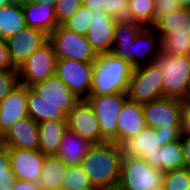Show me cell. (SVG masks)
Instances as JSON below:
<instances>
[{"mask_svg": "<svg viewBox=\"0 0 190 190\" xmlns=\"http://www.w3.org/2000/svg\"><path fill=\"white\" fill-rule=\"evenodd\" d=\"M133 67L111 52L99 54L93 62L90 96L128 92Z\"/></svg>", "mask_w": 190, "mask_h": 190, "instance_id": "3", "label": "cell"}, {"mask_svg": "<svg viewBox=\"0 0 190 190\" xmlns=\"http://www.w3.org/2000/svg\"><path fill=\"white\" fill-rule=\"evenodd\" d=\"M135 23L142 27H154V0L128 1Z\"/></svg>", "mask_w": 190, "mask_h": 190, "instance_id": "29", "label": "cell"}, {"mask_svg": "<svg viewBox=\"0 0 190 190\" xmlns=\"http://www.w3.org/2000/svg\"><path fill=\"white\" fill-rule=\"evenodd\" d=\"M157 133H160L161 137V146L169 142L178 140L180 138V127H169L165 130H156Z\"/></svg>", "mask_w": 190, "mask_h": 190, "instance_id": "41", "label": "cell"}, {"mask_svg": "<svg viewBox=\"0 0 190 190\" xmlns=\"http://www.w3.org/2000/svg\"><path fill=\"white\" fill-rule=\"evenodd\" d=\"M82 6L90 11H103V0H82Z\"/></svg>", "mask_w": 190, "mask_h": 190, "instance_id": "44", "label": "cell"}, {"mask_svg": "<svg viewBox=\"0 0 190 190\" xmlns=\"http://www.w3.org/2000/svg\"><path fill=\"white\" fill-rule=\"evenodd\" d=\"M160 147V133L147 126L123 146L124 153L134 157L153 154Z\"/></svg>", "mask_w": 190, "mask_h": 190, "instance_id": "25", "label": "cell"}, {"mask_svg": "<svg viewBox=\"0 0 190 190\" xmlns=\"http://www.w3.org/2000/svg\"><path fill=\"white\" fill-rule=\"evenodd\" d=\"M182 9L179 0H154V25L176 10Z\"/></svg>", "mask_w": 190, "mask_h": 190, "instance_id": "38", "label": "cell"}, {"mask_svg": "<svg viewBox=\"0 0 190 190\" xmlns=\"http://www.w3.org/2000/svg\"><path fill=\"white\" fill-rule=\"evenodd\" d=\"M26 27L22 5L12 3L0 8V38L7 40Z\"/></svg>", "mask_w": 190, "mask_h": 190, "instance_id": "28", "label": "cell"}, {"mask_svg": "<svg viewBox=\"0 0 190 190\" xmlns=\"http://www.w3.org/2000/svg\"><path fill=\"white\" fill-rule=\"evenodd\" d=\"M149 190H165L163 185H158L156 187L150 188Z\"/></svg>", "mask_w": 190, "mask_h": 190, "instance_id": "51", "label": "cell"}, {"mask_svg": "<svg viewBox=\"0 0 190 190\" xmlns=\"http://www.w3.org/2000/svg\"><path fill=\"white\" fill-rule=\"evenodd\" d=\"M185 101L190 102V83H189V88H188V92H187V98Z\"/></svg>", "mask_w": 190, "mask_h": 190, "instance_id": "52", "label": "cell"}, {"mask_svg": "<svg viewBox=\"0 0 190 190\" xmlns=\"http://www.w3.org/2000/svg\"><path fill=\"white\" fill-rule=\"evenodd\" d=\"M143 27L138 23H117L114 30L113 48L111 53L130 64V48L137 33Z\"/></svg>", "mask_w": 190, "mask_h": 190, "instance_id": "27", "label": "cell"}, {"mask_svg": "<svg viewBox=\"0 0 190 190\" xmlns=\"http://www.w3.org/2000/svg\"><path fill=\"white\" fill-rule=\"evenodd\" d=\"M142 158L152 167L164 172L186 167L180 138L162 145L153 154H146Z\"/></svg>", "mask_w": 190, "mask_h": 190, "instance_id": "20", "label": "cell"}, {"mask_svg": "<svg viewBox=\"0 0 190 190\" xmlns=\"http://www.w3.org/2000/svg\"><path fill=\"white\" fill-rule=\"evenodd\" d=\"M82 6V0H57L55 16L59 25L71 18Z\"/></svg>", "mask_w": 190, "mask_h": 190, "instance_id": "36", "label": "cell"}, {"mask_svg": "<svg viewBox=\"0 0 190 190\" xmlns=\"http://www.w3.org/2000/svg\"><path fill=\"white\" fill-rule=\"evenodd\" d=\"M180 141L185 158V166L190 169V136L181 135Z\"/></svg>", "mask_w": 190, "mask_h": 190, "instance_id": "42", "label": "cell"}, {"mask_svg": "<svg viewBox=\"0 0 190 190\" xmlns=\"http://www.w3.org/2000/svg\"><path fill=\"white\" fill-rule=\"evenodd\" d=\"M182 8L190 9V0H179Z\"/></svg>", "mask_w": 190, "mask_h": 190, "instance_id": "46", "label": "cell"}, {"mask_svg": "<svg viewBox=\"0 0 190 190\" xmlns=\"http://www.w3.org/2000/svg\"><path fill=\"white\" fill-rule=\"evenodd\" d=\"M153 62L163 74V97L185 101L190 83V56H173L161 50Z\"/></svg>", "mask_w": 190, "mask_h": 190, "instance_id": "4", "label": "cell"}, {"mask_svg": "<svg viewBox=\"0 0 190 190\" xmlns=\"http://www.w3.org/2000/svg\"><path fill=\"white\" fill-rule=\"evenodd\" d=\"M27 116V87L19 85L0 103V136Z\"/></svg>", "mask_w": 190, "mask_h": 190, "instance_id": "19", "label": "cell"}, {"mask_svg": "<svg viewBox=\"0 0 190 190\" xmlns=\"http://www.w3.org/2000/svg\"><path fill=\"white\" fill-rule=\"evenodd\" d=\"M126 93H113L100 96H89L86 100L94 110L98 119L101 137L106 142L117 144V117L125 101Z\"/></svg>", "mask_w": 190, "mask_h": 190, "instance_id": "8", "label": "cell"}, {"mask_svg": "<svg viewBox=\"0 0 190 190\" xmlns=\"http://www.w3.org/2000/svg\"><path fill=\"white\" fill-rule=\"evenodd\" d=\"M160 51L161 40L155 29L143 27L137 33L134 43L131 44L130 65L133 68L147 65L154 61Z\"/></svg>", "mask_w": 190, "mask_h": 190, "instance_id": "16", "label": "cell"}, {"mask_svg": "<svg viewBox=\"0 0 190 190\" xmlns=\"http://www.w3.org/2000/svg\"><path fill=\"white\" fill-rule=\"evenodd\" d=\"M26 26L37 28L48 35L59 25L55 16V6L40 1L22 5Z\"/></svg>", "mask_w": 190, "mask_h": 190, "instance_id": "21", "label": "cell"}, {"mask_svg": "<svg viewBox=\"0 0 190 190\" xmlns=\"http://www.w3.org/2000/svg\"><path fill=\"white\" fill-rule=\"evenodd\" d=\"M55 74L79 99H87L91 93L93 62L74 59H57Z\"/></svg>", "mask_w": 190, "mask_h": 190, "instance_id": "10", "label": "cell"}, {"mask_svg": "<svg viewBox=\"0 0 190 190\" xmlns=\"http://www.w3.org/2000/svg\"><path fill=\"white\" fill-rule=\"evenodd\" d=\"M15 180L10 167L9 148L2 144L0 146V190H11Z\"/></svg>", "mask_w": 190, "mask_h": 190, "instance_id": "35", "label": "cell"}, {"mask_svg": "<svg viewBox=\"0 0 190 190\" xmlns=\"http://www.w3.org/2000/svg\"><path fill=\"white\" fill-rule=\"evenodd\" d=\"M180 135L190 136V102L187 101H183L182 105Z\"/></svg>", "mask_w": 190, "mask_h": 190, "instance_id": "40", "label": "cell"}, {"mask_svg": "<svg viewBox=\"0 0 190 190\" xmlns=\"http://www.w3.org/2000/svg\"><path fill=\"white\" fill-rule=\"evenodd\" d=\"M13 2L11 0H0V8L8 6L12 4Z\"/></svg>", "mask_w": 190, "mask_h": 190, "instance_id": "48", "label": "cell"}, {"mask_svg": "<svg viewBox=\"0 0 190 190\" xmlns=\"http://www.w3.org/2000/svg\"><path fill=\"white\" fill-rule=\"evenodd\" d=\"M6 41L13 66L18 69L36 50L48 42V34L40 29L26 26Z\"/></svg>", "mask_w": 190, "mask_h": 190, "instance_id": "13", "label": "cell"}, {"mask_svg": "<svg viewBox=\"0 0 190 190\" xmlns=\"http://www.w3.org/2000/svg\"><path fill=\"white\" fill-rule=\"evenodd\" d=\"M98 190H121L118 186L98 188Z\"/></svg>", "mask_w": 190, "mask_h": 190, "instance_id": "49", "label": "cell"}, {"mask_svg": "<svg viewBox=\"0 0 190 190\" xmlns=\"http://www.w3.org/2000/svg\"><path fill=\"white\" fill-rule=\"evenodd\" d=\"M66 118L68 130L83 137L91 144L106 142L101 137L94 110L86 99L79 100Z\"/></svg>", "mask_w": 190, "mask_h": 190, "instance_id": "12", "label": "cell"}, {"mask_svg": "<svg viewBox=\"0 0 190 190\" xmlns=\"http://www.w3.org/2000/svg\"><path fill=\"white\" fill-rule=\"evenodd\" d=\"M161 50L173 56H190V35L162 36Z\"/></svg>", "mask_w": 190, "mask_h": 190, "instance_id": "30", "label": "cell"}, {"mask_svg": "<svg viewBox=\"0 0 190 190\" xmlns=\"http://www.w3.org/2000/svg\"><path fill=\"white\" fill-rule=\"evenodd\" d=\"M163 186L165 190H190V169L184 167L165 172Z\"/></svg>", "mask_w": 190, "mask_h": 190, "instance_id": "33", "label": "cell"}, {"mask_svg": "<svg viewBox=\"0 0 190 190\" xmlns=\"http://www.w3.org/2000/svg\"><path fill=\"white\" fill-rule=\"evenodd\" d=\"M68 165L56 155L45 156L39 179L41 190H60Z\"/></svg>", "mask_w": 190, "mask_h": 190, "instance_id": "24", "label": "cell"}, {"mask_svg": "<svg viewBox=\"0 0 190 190\" xmlns=\"http://www.w3.org/2000/svg\"><path fill=\"white\" fill-rule=\"evenodd\" d=\"M164 171L152 167L142 157L123 154L118 187L121 190H149L163 185Z\"/></svg>", "mask_w": 190, "mask_h": 190, "instance_id": "5", "label": "cell"}, {"mask_svg": "<svg viewBox=\"0 0 190 190\" xmlns=\"http://www.w3.org/2000/svg\"><path fill=\"white\" fill-rule=\"evenodd\" d=\"M43 4L47 5H54L56 4L57 0H39Z\"/></svg>", "mask_w": 190, "mask_h": 190, "instance_id": "47", "label": "cell"}, {"mask_svg": "<svg viewBox=\"0 0 190 190\" xmlns=\"http://www.w3.org/2000/svg\"><path fill=\"white\" fill-rule=\"evenodd\" d=\"M127 96L128 99L139 104L163 98L161 69L154 62L133 68Z\"/></svg>", "mask_w": 190, "mask_h": 190, "instance_id": "7", "label": "cell"}, {"mask_svg": "<svg viewBox=\"0 0 190 190\" xmlns=\"http://www.w3.org/2000/svg\"><path fill=\"white\" fill-rule=\"evenodd\" d=\"M103 12L112 16L116 23H135L127 0H103Z\"/></svg>", "mask_w": 190, "mask_h": 190, "instance_id": "31", "label": "cell"}, {"mask_svg": "<svg viewBox=\"0 0 190 190\" xmlns=\"http://www.w3.org/2000/svg\"><path fill=\"white\" fill-rule=\"evenodd\" d=\"M56 55L49 41L36 50L25 63L18 68L19 84L32 87L43 82L56 72Z\"/></svg>", "mask_w": 190, "mask_h": 190, "instance_id": "9", "label": "cell"}, {"mask_svg": "<svg viewBox=\"0 0 190 190\" xmlns=\"http://www.w3.org/2000/svg\"><path fill=\"white\" fill-rule=\"evenodd\" d=\"M45 156L38 149L9 148L10 167L15 178L39 183Z\"/></svg>", "mask_w": 190, "mask_h": 190, "instance_id": "14", "label": "cell"}, {"mask_svg": "<svg viewBox=\"0 0 190 190\" xmlns=\"http://www.w3.org/2000/svg\"><path fill=\"white\" fill-rule=\"evenodd\" d=\"M116 121L118 127L117 144L123 147L146 127L142 104L127 99Z\"/></svg>", "mask_w": 190, "mask_h": 190, "instance_id": "17", "label": "cell"}, {"mask_svg": "<svg viewBox=\"0 0 190 190\" xmlns=\"http://www.w3.org/2000/svg\"><path fill=\"white\" fill-rule=\"evenodd\" d=\"M19 85L18 70H0V103Z\"/></svg>", "mask_w": 190, "mask_h": 190, "instance_id": "37", "label": "cell"}, {"mask_svg": "<svg viewBox=\"0 0 190 190\" xmlns=\"http://www.w3.org/2000/svg\"><path fill=\"white\" fill-rule=\"evenodd\" d=\"M11 190H41V189L38 183L16 179Z\"/></svg>", "mask_w": 190, "mask_h": 190, "instance_id": "43", "label": "cell"}, {"mask_svg": "<svg viewBox=\"0 0 190 190\" xmlns=\"http://www.w3.org/2000/svg\"><path fill=\"white\" fill-rule=\"evenodd\" d=\"M0 70H18L13 66L7 41L0 38Z\"/></svg>", "mask_w": 190, "mask_h": 190, "instance_id": "39", "label": "cell"}, {"mask_svg": "<svg viewBox=\"0 0 190 190\" xmlns=\"http://www.w3.org/2000/svg\"><path fill=\"white\" fill-rule=\"evenodd\" d=\"M48 41L52 45L57 59H74L80 62H94L98 55L85 35L74 33L58 25Z\"/></svg>", "mask_w": 190, "mask_h": 190, "instance_id": "6", "label": "cell"}, {"mask_svg": "<svg viewBox=\"0 0 190 190\" xmlns=\"http://www.w3.org/2000/svg\"><path fill=\"white\" fill-rule=\"evenodd\" d=\"M67 129V120H48L39 123L38 150L46 156L56 155Z\"/></svg>", "mask_w": 190, "mask_h": 190, "instance_id": "22", "label": "cell"}, {"mask_svg": "<svg viewBox=\"0 0 190 190\" xmlns=\"http://www.w3.org/2000/svg\"><path fill=\"white\" fill-rule=\"evenodd\" d=\"M182 105V100L167 97L142 104L146 126L155 130L180 127Z\"/></svg>", "mask_w": 190, "mask_h": 190, "instance_id": "11", "label": "cell"}, {"mask_svg": "<svg viewBox=\"0 0 190 190\" xmlns=\"http://www.w3.org/2000/svg\"><path fill=\"white\" fill-rule=\"evenodd\" d=\"M13 3H19L21 5L27 4V3H32V2H36L39 0H11Z\"/></svg>", "mask_w": 190, "mask_h": 190, "instance_id": "45", "label": "cell"}, {"mask_svg": "<svg viewBox=\"0 0 190 190\" xmlns=\"http://www.w3.org/2000/svg\"><path fill=\"white\" fill-rule=\"evenodd\" d=\"M77 190H98V187H96V186H89V187H84V188L77 189Z\"/></svg>", "mask_w": 190, "mask_h": 190, "instance_id": "50", "label": "cell"}, {"mask_svg": "<svg viewBox=\"0 0 190 190\" xmlns=\"http://www.w3.org/2000/svg\"><path fill=\"white\" fill-rule=\"evenodd\" d=\"M8 148L36 150L39 145L38 123L29 116L19 119L1 136Z\"/></svg>", "mask_w": 190, "mask_h": 190, "instance_id": "18", "label": "cell"}, {"mask_svg": "<svg viewBox=\"0 0 190 190\" xmlns=\"http://www.w3.org/2000/svg\"><path fill=\"white\" fill-rule=\"evenodd\" d=\"M91 145L89 141L67 129L60 142L56 156L68 166L80 165Z\"/></svg>", "mask_w": 190, "mask_h": 190, "instance_id": "23", "label": "cell"}, {"mask_svg": "<svg viewBox=\"0 0 190 190\" xmlns=\"http://www.w3.org/2000/svg\"><path fill=\"white\" fill-rule=\"evenodd\" d=\"M94 12L81 6L78 11L61 25L77 34L86 35L93 20Z\"/></svg>", "mask_w": 190, "mask_h": 190, "instance_id": "32", "label": "cell"}, {"mask_svg": "<svg viewBox=\"0 0 190 190\" xmlns=\"http://www.w3.org/2000/svg\"><path fill=\"white\" fill-rule=\"evenodd\" d=\"M89 186L93 185L80 165L68 166L67 173L62 181V189L77 190Z\"/></svg>", "mask_w": 190, "mask_h": 190, "instance_id": "34", "label": "cell"}, {"mask_svg": "<svg viewBox=\"0 0 190 190\" xmlns=\"http://www.w3.org/2000/svg\"><path fill=\"white\" fill-rule=\"evenodd\" d=\"M116 22L103 11H94L93 20L85 35L97 55L112 51Z\"/></svg>", "mask_w": 190, "mask_h": 190, "instance_id": "15", "label": "cell"}, {"mask_svg": "<svg viewBox=\"0 0 190 190\" xmlns=\"http://www.w3.org/2000/svg\"><path fill=\"white\" fill-rule=\"evenodd\" d=\"M124 148L114 142L92 144L81 161V168L93 186H118Z\"/></svg>", "mask_w": 190, "mask_h": 190, "instance_id": "2", "label": "cell"}, {"mask_svg": "<svg viewBox=\"0 0 190 190\" xmlns=\"http://www.w3.org/2000/svg\"><path fill=\"white\" fill-rule=\"evenodd\" d=\"M159 37L190 35V9H179L162 17L153 27Z\"/></svg>", "mask_w": 190, "mask_h": 190, "instance_id": "26", "label": "cell"}, {"mask_svg": "<svg viewBox=\"0 0 190 190\" xmlns=\"http://www.w3.org/2000/svg\"><path fill=\"white\" fill-rule=\"evenodd\" d=\"M78 101L56 74L27 87L28 116L38 124L48 120H67Z\"/></svg>", "mask_w": 190, "mask_h": 190, "instance_id": "1", "label": "cell"}]
</instances>
